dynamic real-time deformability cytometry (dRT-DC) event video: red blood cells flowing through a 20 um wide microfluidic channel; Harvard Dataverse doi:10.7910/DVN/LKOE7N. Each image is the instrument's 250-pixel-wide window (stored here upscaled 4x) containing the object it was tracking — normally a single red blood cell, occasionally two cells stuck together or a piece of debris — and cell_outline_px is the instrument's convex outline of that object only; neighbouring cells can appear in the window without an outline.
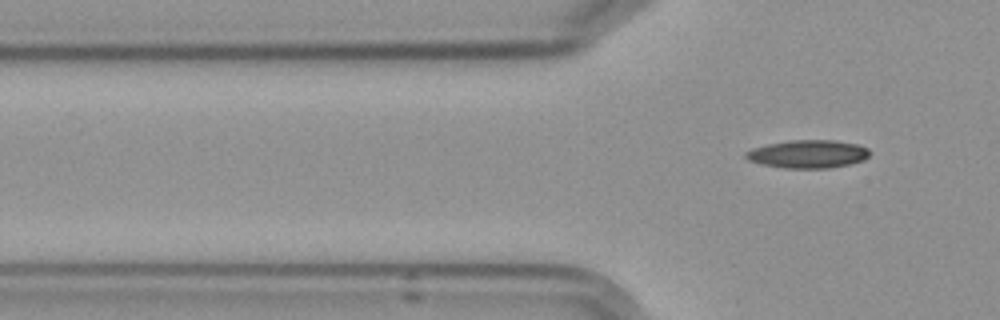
{"species": "Egyptian fruit bat (a non-hibernating species)", "species_latin": "Rousettus aegyptiacus", "temperature_condition": "cold", "stored_images_in_passage": 5, "segment_of_instrument_passage": [2, 2], "camera_frame_rate_fps": 3000, "um_per_image_px": 0.085, "frame": {"image": 1, "passage_image": 5, "time_ms": 4.667, "image_size_px": [1000, 320], "cell_outline_px": [[868, 156], [864, 160], [848, 164], [828, 168], [784, 168], [760, 164], [748, 160], [744, 156], [744, 152], [752, 148], [768, 144], [792, 140], [832, 140], [856, 144], [868, 148]], "centroid_in_image_um": [68.63, 13.09], "position_along_channel_um": 57.2, "area_um2": 20.17}}